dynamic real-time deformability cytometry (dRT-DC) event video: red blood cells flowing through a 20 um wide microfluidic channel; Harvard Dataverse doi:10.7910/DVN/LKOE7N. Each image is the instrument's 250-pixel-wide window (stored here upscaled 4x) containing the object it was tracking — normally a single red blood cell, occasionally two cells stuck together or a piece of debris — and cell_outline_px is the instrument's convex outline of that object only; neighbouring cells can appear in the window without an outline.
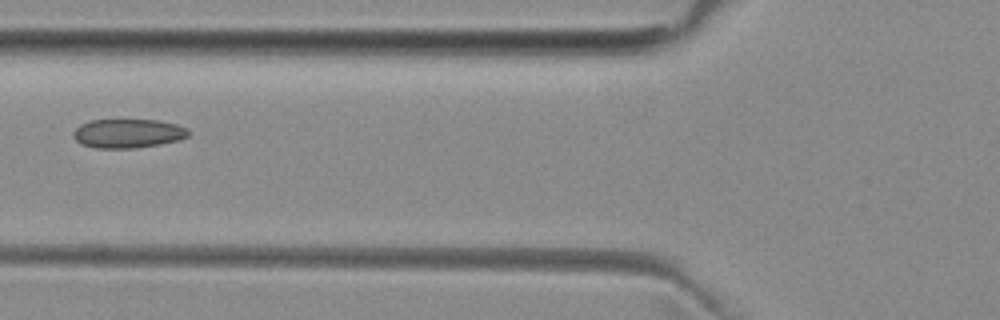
{"species": "common noctule bat (a hibernating species)", "species_latin": "Nyctalus noctula", "temperature_condition": "room temperature", "stored_images_in_passage": 3, "camera_frame_rate_fps": 3000, "um_per_image_px": 0.085, "animal": {"sex": "female", "body_mass_g": 29.2, "forearm_length_mm": 56.3}, "frame": {"image": 1, "passage_image": 3, "time_ms": 3.0, "image_size_px": [1000, 320], "cell_outline_px": [[188, 136], [180, 140], [160, 144], [136, 148], [96, 148], [80, 144], [72, 136], [72, 132], [80, 124], [88, 120], [160, 120], [176, 124], [188, 128]], "centroid_in_image_um": [10.86, 11.34], "position_along_channel_um": 114.9, "area_um2": 19.65}}